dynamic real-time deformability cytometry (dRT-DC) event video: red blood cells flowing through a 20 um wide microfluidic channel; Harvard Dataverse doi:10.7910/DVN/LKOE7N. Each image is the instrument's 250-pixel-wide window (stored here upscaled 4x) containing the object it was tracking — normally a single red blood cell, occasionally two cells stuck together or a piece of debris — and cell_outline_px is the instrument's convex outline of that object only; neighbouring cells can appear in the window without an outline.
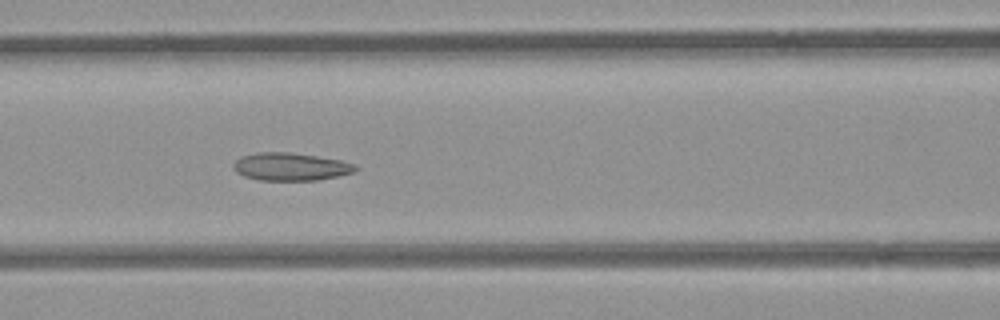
{"species": "common noctule bat (a hibernating species)", "species_latin": "Nyctalus noctula", "temperature_condition": "room temperature", "stored_images_in_passage": 9, "camera_frame_rate_fps": 3000, "um_per_image_px": 0.085, "animal": {"sex": "female", "body_mass_g": 21.9}, "frame": {"image": 1, "passage_image": 7, "time_ms": 7.0, "image_size_px": [1000, 320], "cell_outline_px": [[356, 172], [320, 180], [260, 180], [244, 176], [236, 172], [232, 168], [232, 164], [240, 156], [256, 152], [288, 152], [316, 156], [340, 160], [356, 164]], "centroid_in_image_um": [24.68, 14.17], "position_along_channel_um": 141.9, "area_um2": 19.88}}
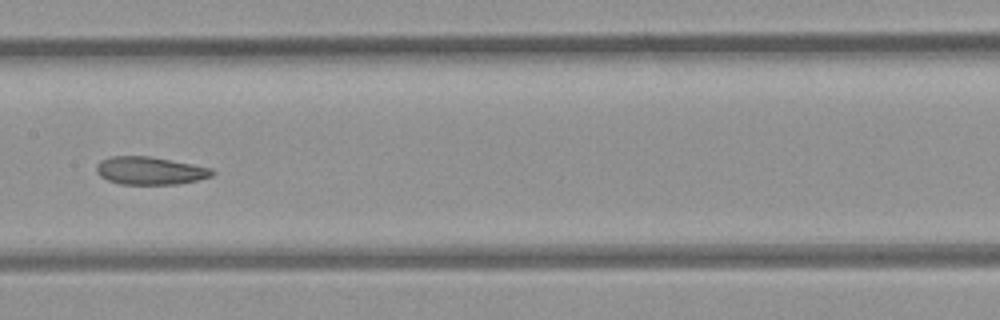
{"frame": {"image": 2, "passage_image": 8, "time_ms": 8.333, "image_size_px": [1000, 320], "cell_outline_px": [[216, 172], [212, 176], [196, 180], [176, 184], [120, 184], [108, 180], [100, 176], [96, 172], [96, 164], [100, 160], [112, 156], [148, 156], [192, 164], [212, 168]], "centroid_in_image_um": [12.73, 14.5], "position_along_channel_um": 194.7, "area_um2": 18.73}}
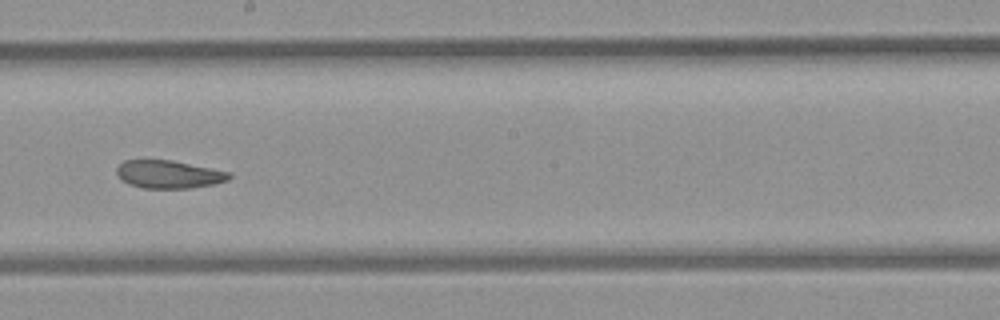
{"frame": {"image": 3, "passage_image": 9, "time_ms": 9.333, "image_size_px": [1000, 320], "cell_outline_px": [[232, 176], [228, 180], [216, 184], [192, 188], [144, 188], [128, 184], [120, 180], [116, 172], [116, 168], [124, 160], [172, 160], [232, 172]], "centroid_in_image_um": [14.36, 14.82], "position_along_channel_um": 233.8, "area_um2": 18.55}}